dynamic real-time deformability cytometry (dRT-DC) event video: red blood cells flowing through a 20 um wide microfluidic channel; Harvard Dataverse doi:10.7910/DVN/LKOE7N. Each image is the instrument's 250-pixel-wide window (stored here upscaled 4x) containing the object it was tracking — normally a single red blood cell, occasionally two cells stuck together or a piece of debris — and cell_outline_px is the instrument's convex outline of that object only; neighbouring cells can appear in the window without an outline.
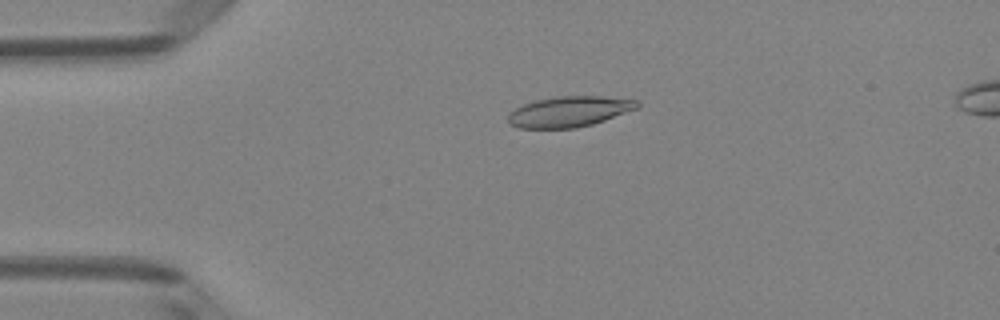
{"species": "Egyptian fruit bat (a non-hibernating species)", "species_latin": "Rousettus aegyptiacus", "temperature_condition": "room temperature", "stored_images_in_passage": 5, "camera_frame_rate_fps": 3000, "um_per_image_px": 0.085, "animal": {"sex": "female"}, "frame": {"image": 1, "passage_image": 3, "time_ms": 0.667, "image_size_px": [1000, 320], "cell_outline_px": [[640, 108], [592, 124], [576, 128], [520, 128], [512, 124], [508, 120], [508, 112], [524, 104], [536, 100], [560, 96], [600, 96], [636, 100], [640, 104]], "centroid_in_image_um": [48.4, 9.48], "position_along_channel_um": 36.6, "area_um2": 22.89}}